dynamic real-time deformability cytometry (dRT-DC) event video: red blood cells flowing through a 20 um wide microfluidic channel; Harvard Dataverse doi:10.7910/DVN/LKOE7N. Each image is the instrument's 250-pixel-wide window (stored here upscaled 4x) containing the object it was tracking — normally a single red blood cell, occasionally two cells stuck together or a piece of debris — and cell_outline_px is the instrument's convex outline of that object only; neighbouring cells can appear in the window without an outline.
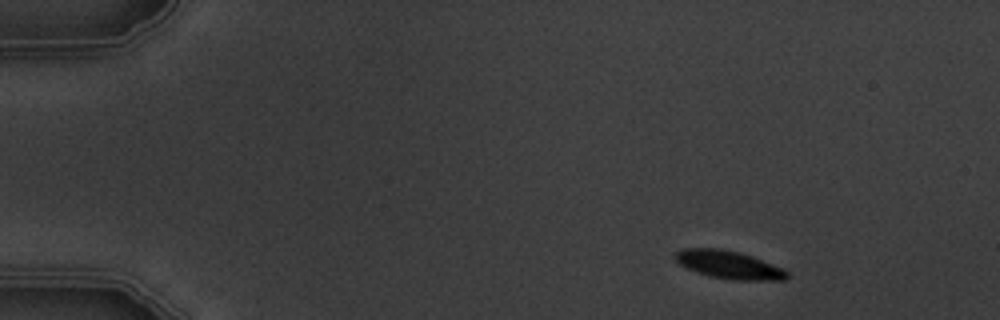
{"species": "common noctule bat (a hibernating species)", "species_latin": "Nyctalus noctula", "temperature_condition": "warm", "stored_images_in_passage": 3, "camera_frame_rate_fps": 3000, "um_per_image_px": 0.085, "animal": {"sex": "male", "body_mass_g": 19.5, "forearm_length_mm": 54.6}, "frame": {"image": 1, "passage_image": 1, "time_ms": 0.0, "image_size_px": [1000, 320], "cell_outline_px": [[788, 276], [784, 280], [732, 280], [708, 276], [696, 272], [680, 264], [676, 260], [676, 252], [684, 248], [720, 248], [740, 252], [752, 256], [784, 268], [788, 272]], "centroid_in_image_um": [61.98, 22.5], "position_along_channel_um": 23.0, "area_um2": 18.26}}